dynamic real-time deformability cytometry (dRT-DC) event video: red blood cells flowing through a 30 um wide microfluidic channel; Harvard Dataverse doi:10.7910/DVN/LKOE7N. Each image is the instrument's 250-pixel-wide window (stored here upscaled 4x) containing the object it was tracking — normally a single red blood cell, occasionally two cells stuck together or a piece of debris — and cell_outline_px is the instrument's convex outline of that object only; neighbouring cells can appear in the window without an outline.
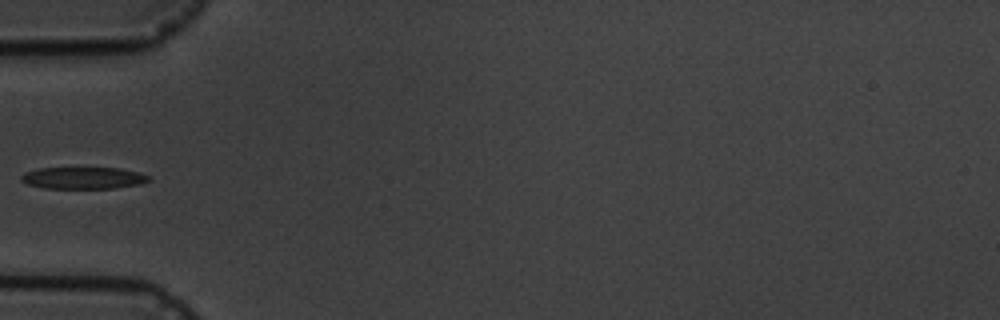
{"species": "common noctule bat (a hibernating species)", "species_latin": "Nyctalus noctula", "temperature_condition": "cold", "stored_images_in_passage": 8, "camera_frame_rate_fps": 3000, "um_per_image_px": 0.085, "animal": {"sex": "male", "body_mass_g": 19.5, "forearm_length_mm": 54.6}, "frame": {"image": 1, "passage_image": 5, "time_ms": 4.667, "image_size_px": [1000, 320], "cell_outline_px": [[152, 180], [140, 184], [116, 188], [44, 188], [28, 184], [20, 180], [20, 176], [24, 172], [40, 168], [120, 168], [140, 172], [148, 176]], "centroid_in_image_um": [7.09, 15.12], "position_along_channel_um": 77.9, "area_um2": 16.3}}
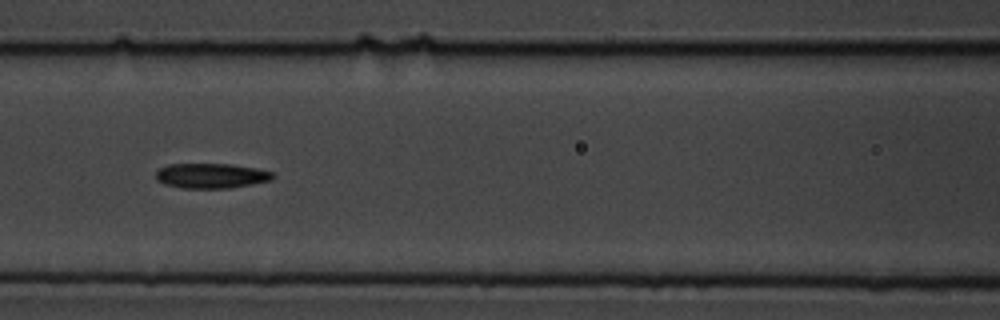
{"frame": {"image": 2, "passage_image": 7, "time_ms": 6.667, "image_size_px": [1000, 320], "cell_outline_px": [[276, 176], [272, 180], [232, 188], [180, 188], [164, 184], [156, 180], [156, 172], [160, 168], [168, 164], [232, 164], [256, 168], [272, 172]], "centroid_in_image_um": [17.96, 14.94], "position_along_channel_um": 148.6, "area_um2": 17.17}}
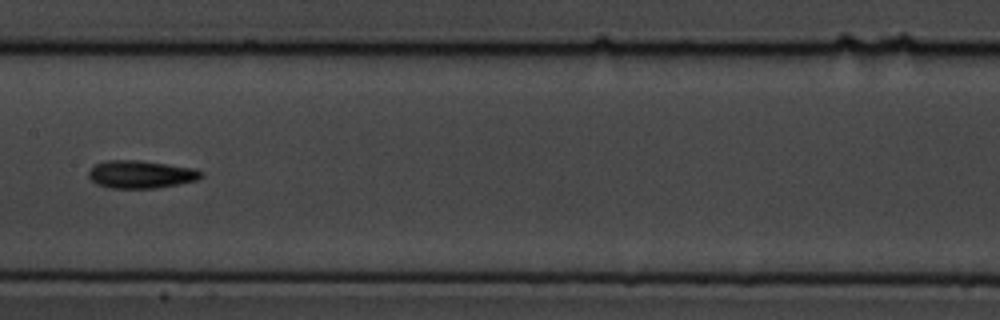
{"frame": {"image": 3, "passage_image": 8, "time_ms": 8.0, "image_size_px": [1000, 320], "cell_outline_px": [[204, 176], [200, 180], [156, 188], [108, 188], [96, 184], [88, 176], [88, 172], [96, 164], [108, 160], [136, 160], [196, 168], [204, 172]], "centroid_in_image_um": [12.02, 14.83], "position_along_channel_um": 195.4, "area_um2": 18.32}}